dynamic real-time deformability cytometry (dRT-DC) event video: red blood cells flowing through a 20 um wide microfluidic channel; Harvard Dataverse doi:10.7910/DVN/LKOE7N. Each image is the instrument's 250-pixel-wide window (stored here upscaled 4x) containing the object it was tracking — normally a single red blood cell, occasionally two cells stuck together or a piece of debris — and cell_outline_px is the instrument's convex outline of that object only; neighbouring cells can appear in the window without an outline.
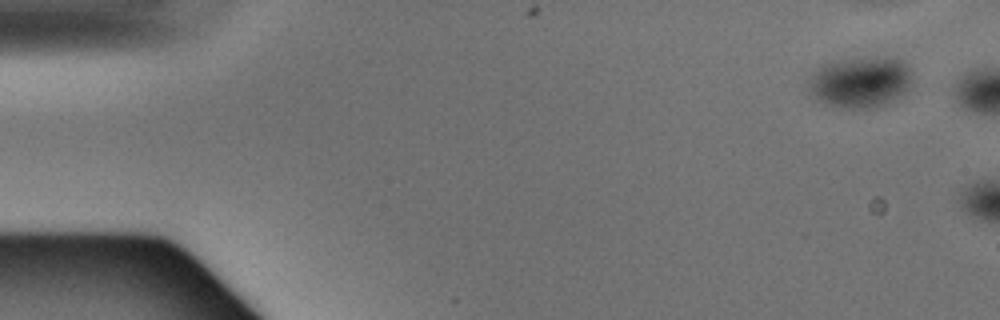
{"species": "Egyptian fruit bat (a non-hibernating species)", "species_latin": "Rousettus aegyptiacus", "temperature_condition": "warm", "stored_images_in_passage": 3, "camera_frame_rate_fps": 3000, "um_per_image_px": 0.085, "animal": {"sex": "male"}, "frame": {"image": 1, "passage_image": 1, "time_ms": 0.0, "image_size_px": [1000, 320], "cell_outline_px": [[908, 84], [904, 92], [900, 96], [888, 104], [876, 108], [844, 108], [824, 104], [816, 100], [812, 96], [808, 88], [808, 76], [816, 68], [832, 60], [876, 56], [884, 56], [900, 60], [908, 68]], "centroid_in_image_um": [73.02, 6.98], "position_along_channel_um": 12.0, "area_um2": 31.15}}